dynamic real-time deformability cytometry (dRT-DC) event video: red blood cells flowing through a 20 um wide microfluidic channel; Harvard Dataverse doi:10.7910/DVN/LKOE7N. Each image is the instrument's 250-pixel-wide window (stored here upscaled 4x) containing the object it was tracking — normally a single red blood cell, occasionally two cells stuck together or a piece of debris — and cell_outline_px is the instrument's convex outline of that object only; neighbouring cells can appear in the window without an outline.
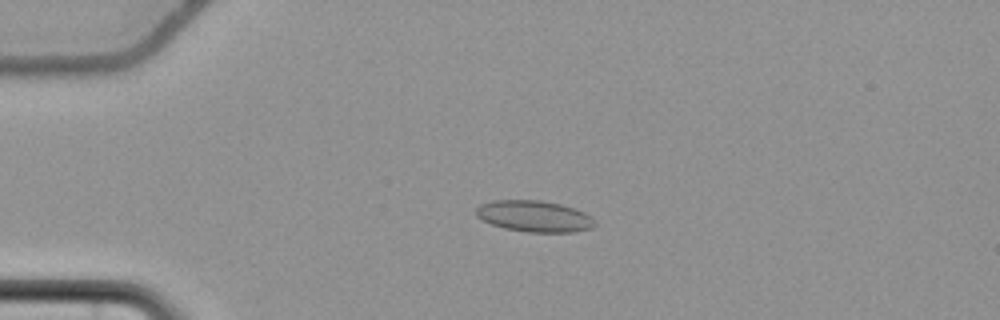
{"species": "common noctule bat (a hibernating species)", "species_latin": "Nyctalus noctula", "temperature_condition": "cold", "stored_images_in_passage": 59, "camera_frame_rate_fps": 3000, "um_per_image_px": 0.085, "animal": {"sex": "female", "body_mass_g": 22.7, "forearm_length_mm": 54.2}, "frame": {"image": 1, "passage_image": 16, "time_ms": 5.0, "image_size_px": [1000, 320], "cell_outline_px": [[596, 224], [592, 228], [572, 232], [528, 232], [504, 228], [492, 224], [476, 216], [476, 208], [480, 204], [492, 200], [540, 200], [560, 204], [584, 212], [592, 216]], "centroid_in_image_um": [45.41, 18.38], "position_along_channel_um": 39.6, "area_um2": 21.62}}
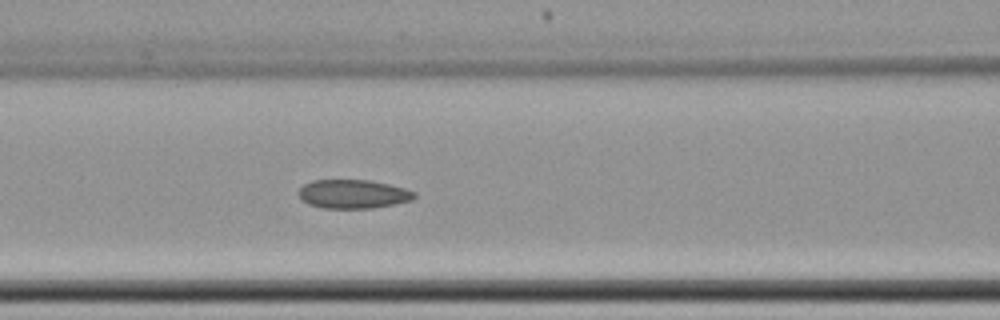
{"frame": {"image": 2, "passage_image": 27, "time_ms": 8.667, "image_size_px": [1000, 320], "cell_outline_px": [[416, 196], [412, 200], [396, 204], [372, 208], [324, 208], [308, 204], [300, 200], [300, 188], [304, 184], [312, 180], [368, 180], [388, 184], [404, 188], [416, 192]], "centroid_in_image_um": [30.02, 16.49], "position_along_channel_um": 136.6, "area_um2": 19.42}}
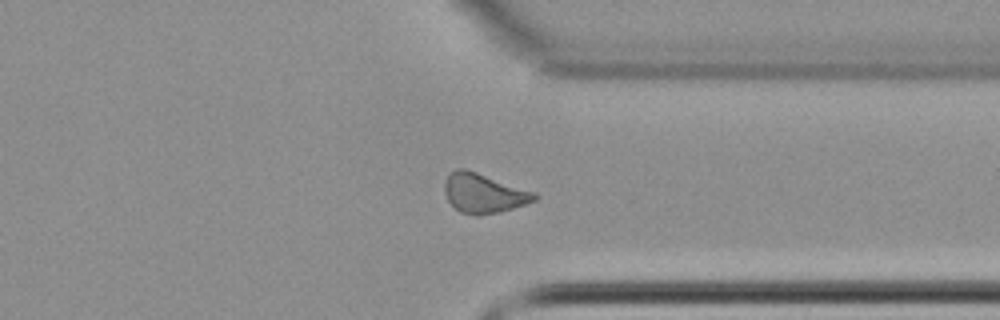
{"frame": {"image": 3, "passage_image": 46, "time_ms": 15.0, "image_size_px": [1000, 320], "cell_outline_px": [[540, 196], [536, 200], [500, 212], [480, 216], [476, 216], [460, 212], [448, 200], [444, 192], [444, 180], [456, 168], [464, 168], [536, 192]], "centroid_in_image_um": [41.12, 16.43], "position_along_channel_um": 370.3, "area_um2": 20.69}, "authors_computed_cell_mechanics": {"area_um2": 20.5768, "velocity_mm_per_s": 3.6938, "shape_relaxation_time_tau1_ms": null, "shape_relaxation_time_tau2_ms": 4.1114, "deformation_change_tau1": null, "deformation_change_tau2": 0.0794}}